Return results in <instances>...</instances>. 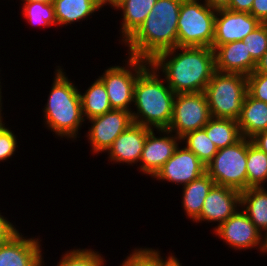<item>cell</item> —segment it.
Listing matches in <instances>:
<instances>
[{"instance_id":"obj_44","label":"cell","mask_w":267,"mask_h":266,"mask_svg":"<svg viewBox=\"0 0 267 266\" xmlns=\"http://www.w3.org/2000/svg\"><path fill=\"white\" fill-rule=\"evenodd\" d=\"M100 5H102L103 0H96Z\"/></svg>"},{"instance_id":"obj_16","label":"cell","mask_w":267,"mask_h":266,"mask_svg":"<svg viewBox=\"0 0 267 266\" xmlns=\"http://www.w3.org/2000/svg\"><path fill=\"white\" fill-rule=\"evenodd\" d=\"M39 238H27L19 233L0 244V266H43Z\"/></svg>"},{"instance_id":"obj_25","label":"cell","mask_w":267,"mask_h":266,"mask_svg":"<svg viewBox=\"0 0 267 266\" xmlns=\"http://www.w3.org/2000/svg\"><path fill=\"white\" fill-rule=\"evenodd\" d=\"M80 98L83 116L87 121L112 110L106 87L99 78L84 93L80 91Z\"/></svg>"},{"instance_id":"obj_1","label":"cell","mask_w":267,"mask_h":266,"mask_svg":"<svg viewBox=\"0 0 267 266\" xmlns=\"http://www.w3.org/2000/svg\"><path fill=\"white\" fill-rule=\"evenodd\" d=\"M150 63L162 72L175 94L199 93L205 91L215 72V53L210 47L176 46L159 53Z\"/></svg>"},{"instance_id":"obj_38","label":"cell","mask_w":267,"mask_h":266,"mask_svg":"<svg viewBox=\"0 0 267 266\" xmlns=\"http://www.w3.org/2000/svg\"><path fill=\"white\" fill-rule=\"evenodd\" d=\"M230 0H204V2L215 10L226 9Z\"/></svg>"},{"instance_id":"obj_2","label":"cell","mask_w":267,"mask_h":266,"mask_svg":"<svg viewBox=\"0 0 267 266\" xmlns=\"http://www.w3.org/2000/svg\"><path fill=\"white\" fill-rule=\"evenodd\" d=\"M183 0H157L144 23L125 42L128 56L151 62L177 46V22Z\"/></svg>"},{"instance_id":"obj_32","label":"cell","mask_w":267,"mask_h":266,"mask_svg":"<svg viewBox=\"0 0 267 266\" xmlns=\"http://www.w3.org/2000/svg\"><path fill=\"white\" fill-rule=\"evenodd\" d=\"M247 93L267 103V73L252 72L247 76Z\"/></svg>"},{"instance_id":"obj_14","label":"cell","mask_w":267,"mask_h":266,"mask_svg":"<svg viewBox=\"0 0 267 266\" xmlns=\"http://www.w3.org/2000/svg\"><path fill=\"white\" fill-rule=\"evenodd\" d=\"M261 23L248 12L219 9L216 12L212 49L234 41H243Z\"/></svg>"},{"instance_id":"obj_34","label":"cell","mask_w":267,"mask_h":266,"mask_svg":"<svg viewBox=\"0 0 267 266\" xmlns=\"http://www.w3.org/2000/svg\"><path fill=\"white\" fill-rule=\"evenodd\" d=\"M18 232L13 223L1 215L0 212V244L7 242L12 236Z\"/></svg>"},{"instance_id":"obj_11","label":"cell","mask_w":267,"mask_h":266,"mask_svg":"<svg viewBox=\"0 0 267 266\" xmlns=\"http://www.w3.org/2000/svg\"><path fill=\"white\" fill-rule=\"evenodd\" d=\"M89 122L91 127L86 137L95 154L107 152L115 139L133 123L130 111L116 109L91 118Z\"/></svg>"},{"instance_id":"obj_43","label":"cell","mask_w":267,"mask_h":266,"mask_svg":"<svg viewBox=\"0 0 267 266\" xmlns=\"http://www.w3.org/2000/svg\"><path fill=\"white\" fill-rule=\"evenodd\" d=\"M2 109H3V107H2V92H0V125H2L4 122H3V115H2Z\"/></svg>"},{"instance_id":"obj_27","label":"cell","mask_w":267,"mask_h":266,"mask_svg":"<svg viewBox=\"0 0 267 266\" xmlns=\"http://www.w3.org/2000/svg\"><path fill=\"white\" fill-rule=\"evenodd\" d=\"M193 152L199 160L207 166L218 152L215 144L206 135L204 128L189 132L181 137V143Z\"/></svg>"},{"instance_id":"obj_21","label":"cell","mask_w":267,"mask_h":266,"mask_svg":"<svg viewBox=\"0 0 267 266\" xmlns=\"http://www.w3.org/2000/svg\"><path fill=\"white\" fill-rule=\"evenodd\" d=\"M241 209L251 222L267 238V190L265 187H250L241 192Z\"/></svg>"},{"instance_id":"obj_39","label":"cell","mask_w":267,"mask_h":266,"mask_svg":"<svg viewBox=\"0 0 267 266\" xmlns=\"http://www.w3.org/2000/svg\"><path fill=\"white\" fill-rule=\"evenodd\" d=\"M254 72L267 73V51L256 63Z\"/></svg>"},{"instance_id":"obj_10","label":"cell","mask_w":267,"mask_h":266,"mask_svg":"<svg viewBox=\"0 0 267 266\" xmlns=\"http://www.w3.org/2000/svg\"><path fill=\"white\" fill-rule=\"evenodd\" d=\"M216 236L234 250L256 248L266 251V238L262 235L242 209L237 210L228 220L214 227Z\"/></svg>"},{"instance_id":"obj_42","label":"cell","mask_w":267,"mask_h":266,"mask_svg":"<svg viewBox=\"0 0 267 266\" xmlns=\"http://www.w3.org/2000/svg\"><path fill=\"white\" fill-rule=\"evenodd\" d=\"M23 4L25 3H33V2H41V3H53L54 0H21Z\"/></svg>"},{"instance_id":"obj_8","label":"cell","mask_w":267,"mask_h":266,"mask_svg":"<svg viewBox=\"0 0 267 266\" xmlns=\"http://www.w3.org/2000/svg\"><path fill=\"white\" fill-rule=\"evenodd\" d=\"M127 59L125 66H111L98 78L106 87L111 108L131 112L135 82L150 62L132 56Z\"/></svg>"},{"instance_id":"obj_22","label":"cell","mask_w":267,"mask_h":266,"mask_svg":"<svg viewBox=\"0 0 267 266\" xmlns=\"http://www.w3.org/2000/svg\"><path fill=\"white\" fill-rule=\"evenodd\" d=\"M214 185L213 179L204 173L198 179L183 186L181 203L187 218L194 222L200 216L205 198Z\"/></svg>"},{"instance_id":"obj_5","label":"cell","mask_w":267,"mask_h":266,"mask_svg":"<svg viewBox=\"0 0 267 266\" xmlns=\"http://www.w3.org/2000/svg\"><path fill=\"white\" fill-rule=\"evenodd\" d=\"M216 12L204 1L183 0L177 22V46L212 48Z\"/></svg>"},{"instance_id":"obj_18","label":"cell","mask_w":267,"mask_h":266,"mask_svg":"<svg viewBox=\"0 0 267 266\" xmlns=\"http://www.w3.org/2000/svg\"><path fill=\"white\" fill-rule=\"evenodd\" d=\"M214 53L215 71L248 76L255 70L256 62L252 59L244 41L219 45Z\"/></svg>"},{"instance_id":"obj_36","label":"cell","mask_w":267,"mask_h":266,"mask_svg":"<svg viewBox=\"0 0 267 266\" xmlns=\"http://www.w3.org/2000/svg\"><path fill=\"white\" fill-rule=\"evenodd\" d=\"M254 0H230L226 9L234 12H251Z\"/></svg>"},{"instance_id":"obj_31","label":"cell","mask_w":267,"mask_h":266,"mask_svg":"<svg viewBox=\"0 0 267 266\" xmlns=\"http://www.w3.org/2000/svg\"><path fill=\"white\" fill-rule=\"evenodd\" d=\"M243 41L247 44L252 59L257 63L267 51V23H261Z\"/></svg>"},{"instance_id":"obj_9","label":"cell","mask_w":267,"mask_h":266,"mask_svg":"<svg viewBox=\"0 0 267 266\" xmlns=\"http://www.w3.org/2000/svg\"><path fill=\"white\" fill-rule=\"evenodd\" d=\"M211 118L205 92L177 93L173 102V116L168 127L178 137L203 128Z\"/></svg>"},{"instance_id":"obj_19","label":"cell","mask_w":267,"mask_h":266,"mask_svg":"<svg viewBox=\"0 0 267 266\" xmlns=\"http://www.w3.org/2000/svg\"><path fill=\"white\" fill-rule=\"evenodd\" d=\"M237 123L242 137L249 139L267 130V103L256 100L247 93Z\"/></svg>"},{"instance_id":"obj_26","label":"cell","mask_w":267,"mask_h":266,"mask_svg":"<svg viewBox=\"0 0 267 266\" xmlns=\"http://www.w3.org/2000/svg\"><path fill=\"white\" fill-rule=\"evenodd\" d=\"M247 189L267 182V154L247 138Z\"/></svg>"},{"instance_id":"obj_35","label":"cell","mask_w":267,"mask_h":266,"mask_svg":"<svg viewBox=\"0 0 267 266\" xmlns=\"http://www.w3.org/2000/svg\"><path fill=\"white\" fill-rule=\"evenodd\" d=\"M250 14L260 23H267V0H254Z\"/></svg>"},{"instance_id":"obj_33","label":"cell","mask_w":267,"mask_h":266,"mask_svg":"<svg viewBox=\"0 0 267 266\" xmlns=\"http://www.w3.org/2000/svg\"><path fill=\"white\" fill-rule=\"evenodd\" d=\"M5 124L0 125V162L14 155L18 147L16 135Z\"/></svg>"},{"instance_id":"obj_23","label":"cell","mask_w":267,"mask_h":266,"mask_svg":"<svg viewBox=\"0 0 267 266\" xmlns=\"http://www.w3.org/2000/svg\"><path fill=\"white\" fill-rule=\"evenodd\" d=\"M53 5L59 26L83 21L102 9L96 0H54Z\"/></svg>"},{"instance_id":"obj_15","label":"cell","mask_w":267,"mask_h":266,"mask_svg":"<svg viewBox=\"0 0 267 266\" xmlns=\"http://www.w3.org/2000/svg\"><path fill=\"white\" fill-rule=\"evenodd\" d=\"M239 208H241V192L215 184L205 198L200 216L194 222H218L217 226H219Z\"/></svg>"},{"instance_id":"obj_7","label":"cell","mask_w":267,"mask_h":266,"mask_svg":"<svg viewBox=\"0 0 267 266\" xmlns=\"http://www.w3.org/2000/svg\"><path fill=\"white\" fill-rule=\"evenodd\" d=\"M247 138L219 149L206 166V173L216 185L227 186L240 192L247 190Z\"/></svg>"},{"instance_id":"obj_24","label":"cell","mask_w":267,"mask_h":266,"mask_svg":"<svg viewBox=\"0 0 267 266\" xmlns=\"http://www.w3.org/2000/svg\"><path fill=\"white\" fill-rule=\"evenodd\" d=\"M203 128L218 150L231 146L242 138L237 120L234 119L211 117Z\"/></svg>"},{"instance_id":"obj_12","label":"cell","mask_w":267,"mask_h":266,"mask_svg":"<svg viewBox=\"0 0 267 266\" xmlns=\"http://www.w3.org/2000/svg\"><path fill=\"white\" fill-rule=\"evenodd\" d=\"M157 131L160 137L155 136L154 129L148 132L140 158V166L138 167L140 172L152 178L181 143V138L168 129H157Z\"/></svg>"},{"instance_id":"obj_29","label":"cell","mask_w":267,"mask_h":266,"mask_svg":"<svg viewBox=\"0 0 267 266\" xmlns=\"http://www.w3.org/2000/svg\"><path fill=\"white\" fill-rule=\"evenodd\" d=\"M102 254L94 249H72L62 255L56 266H105Z\"/></svg>"},{"instance_id":"obj_41","label":"cell","mask_w":267,"mask_h":266,"mask_svg":"<svg viewBox=\"0 0 267 266\" xmlns=\"http://www.w3.org/2000/svg\"><path fill=\"white\" fill-rule=\"evenodd\" d=\"M124 1L125 0H103L102 1V5H101V8H104L103 6H106V5L109 6L110 5L115 10Z\"/></svg>"},{"instance_id":"obj_40","label":"cell","mask_w":267,"mask_h":266,"mask_svg":"<svg viewBox=\"0 0 267 266\" xmlns=\"http://www.w3.org/2000/svg\"><path fill=\"white\" fill-rule=\"evenodd\" d=\"M171 253L169 256H166V258H163V266H182V263H180L179 259L172 255Z\"/></svg>"},{"instance_id":"obj_30","label":"cell","mask_w":267,"mask_h":266,"mask_svg":"<svg viewBox=\"0 0 267 266\" xmlns=\"http://www.w3.org/2000/svg\"><path fill=\"white\" fill-rule=\"evenodd\" d=\"M163 256L158 249L135 248L120 266H163Z\"/></svg>"},{"instance_id":"obj_17","label":"cell","mask_w":267,"mask_h":266,"mask_svg":"<svg viewBox=\"0 0 267 266\" xmlns=\"http://www.w3.org/2000/svg\"><path fill=\"white\" fill-rule=\"evenodd\" d=\"M151 129L132 123L123 131L107 150L108 158L111 162L133 165L140 162L142 150L148 132Z\"/></svg>"},{"instance_id":"obj_20","label":"cell","mask_w":267,"mask_h":266,"mask_svg":"<svg viewBox=\"0 0 267 266\" xmlns=\"http://www.w3.org/2000/svg\"><path fill=\"white\" fill-rule=\"evenodd\" d=\"M157 0H125L116 9L122 12L120 33L125 43L144 23Z\"/></svg>"},{"instance_id":"obj_28","label":"cell","mask_w":267,"mask_h":266,"mask_svg":"<svg viewBox=\"0 0 267 266\" xmlns=\"http://www.w3.org/2000/svg\"><path fill=\"white\" fill-rule=\"evenodd\" d=\"M23 17L30 25L51 27L57 26L55 10L53 3H25L22 6Z\"/></svg>"},{"instance_id":"obj_45","label":"cell","mask_w":267,"mask_h":266,"mask_svg":"<svg viewBox=\"0 0 267 266\" xmlns=\"http://www.w3.org/2000/svg\"><path fill=\"white\" fill-rule=\"evenodd\" d=\"M265 253H267V238H266V251H265Z\"/></svg>"},{"instance_id":"obj_3","label":"cell","mask_w":267,"mask_h":266,"mask_svg":"<svg viewBox=\"0 0 267 266\" xmlns=\"http://www.w3.org/2000/svg\"><path fill=\"white\" fill-rule=\"evenodd\" d=\"M150 63L134 85L132 121L150 129H168L173 116L175 93Z\"/></svg>"},{"instance_id":"obj_37","label":"cell","mask_w":267,"mask_h":266,"mask_svg":"<svg viewBox=\"0 0 267 266\" xmlns=\"http://www.w3.org/2000/svg\"><path fill=\"white\" fill-rule=\"evenodd\" d=\"M251 140L257 147L267 154V130L257 133Z\"/></svg>"},{"instance_id":"obj_4","label":"cell","mask_w":267,"mask_h":266,"mask_svg":"<svg viewBox=\"0 0 267 266\" xmlns=\"http://www.w3.org/2000/svg\"><path fill=\"white\" fill-rule=\"evenodd\" d=\"M57 67L47 104L43 108L44 125L57 137L76 140L78 130H81L86 121L82 112L80 91L68 79L64 69Z\"/></svg>"},{"instance_id":"obj_6","label":"cell","mask_w":267,"mask_h":266,"mask_svg":"<svg viewBox=\"0 0 267 266\" xmlns=\"http://www.w3.org/2000/svg\"><path fill=\"white\" fill-rule=\"evenodd\" d=\"M204 92L211 117L237 120L247 94V76L215 71Z\"/></svg>"},{"instance_id":"obj_13","label":"cell","mask_w":267,"mask_h":266,"mask_svg":"<svg viewBox=\"0 0 267 266\" xmlns=\"http://www.w3.org/2000/svg\"><path fill=\"white\" fill-rule=\"evenodd\" d=\"M183 147V148H182ZM178 146L174 154L165 162L153 177L182 186L189 184L206 173V166L184 146ZM181 148V149H180Z\"/></svg>"}]
</instances>
